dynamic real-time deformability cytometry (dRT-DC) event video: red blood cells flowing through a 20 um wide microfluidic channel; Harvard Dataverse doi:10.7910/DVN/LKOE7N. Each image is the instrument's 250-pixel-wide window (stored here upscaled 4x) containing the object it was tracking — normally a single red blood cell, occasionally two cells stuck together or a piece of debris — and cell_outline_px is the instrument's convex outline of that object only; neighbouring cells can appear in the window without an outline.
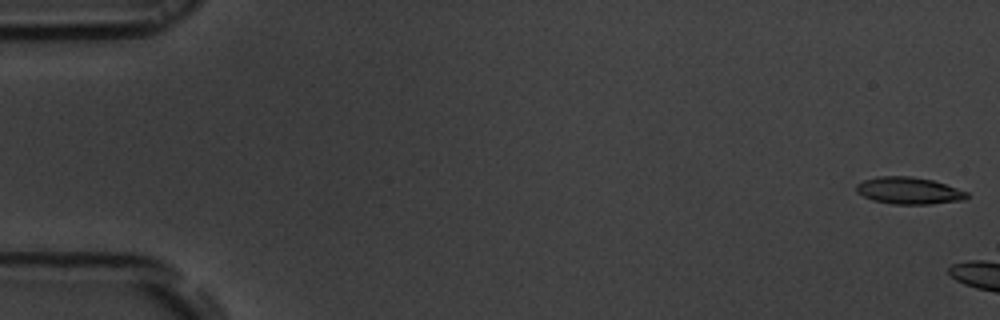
{"species": "common noctule bat (a hibernating species)", "species_latin": "Nyctalus noctula", "temperature_condition": "room temperature", "stored_images_in_passage": 12, "camera_frame_rate_fps": 3000, "um_per_image_px": 0.085, "animal": {"sex": "male", "body_mass_g": 19.5, "forearm_length_mm": 54.6}, "frame": {"image": 1, "passage_image": 1, "time_ms": 0.0, "image_size_px": [1000, 320], "cell_outline_px": [[968, 196], [964, 200], [928, 204], [892, 204], [872, 200], [856, 192], [856, 184], [864, 180], [876, 176], [912, 176], [932, 180], [968, 192]], "centroid_in_image_um": [77.22, 16.2], "position_along_channel_um": 7.8, "area_um2": 17.34}}